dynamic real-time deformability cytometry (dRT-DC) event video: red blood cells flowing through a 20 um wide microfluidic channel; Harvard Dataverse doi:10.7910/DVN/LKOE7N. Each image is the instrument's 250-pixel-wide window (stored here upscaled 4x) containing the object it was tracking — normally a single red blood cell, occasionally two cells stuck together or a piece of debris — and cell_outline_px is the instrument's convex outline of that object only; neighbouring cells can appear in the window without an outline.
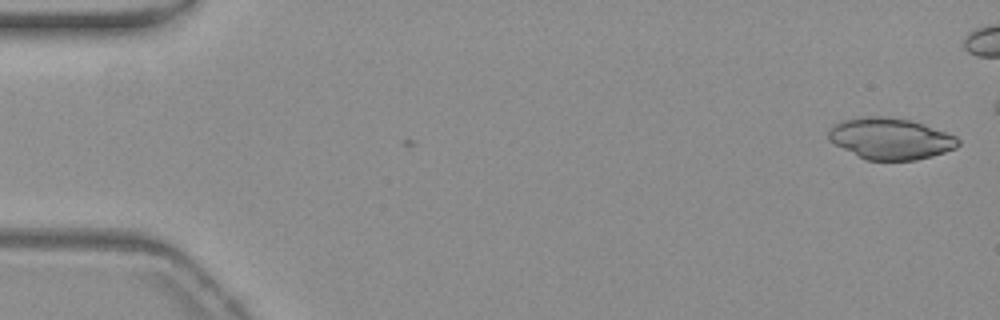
{"species": "common noctule bat (a hibernating species)", "species_latin": "Nyctalus noctula", "temperature_condition": "warm", "stored_images_in_passage": 2, "camera_frame_rate_fps": 3000, "um_per_image_px": 0.085, "animal": {"sex": "female", "body_mass_g": 19.3, "forearm_length_mm": 54.1}, "frame": {"image": 1, "passage_image": 2, "time_ms": 0.333, "image_size_px": [1000, 320], "cell_outline_px": [[960, 144], [956, 148], [932, 156], [916, 160], [864, 160], [828, 140], [828, 132], [836, 124], [844, 120], [860, 116], [880, 116], [912, 120], [924, 124], [956, 136], [960, 140]], "centroid_in_image_um": [75.7, 11.79], "position_along_channel_um": 9.3, "area_um2": 31.21}}